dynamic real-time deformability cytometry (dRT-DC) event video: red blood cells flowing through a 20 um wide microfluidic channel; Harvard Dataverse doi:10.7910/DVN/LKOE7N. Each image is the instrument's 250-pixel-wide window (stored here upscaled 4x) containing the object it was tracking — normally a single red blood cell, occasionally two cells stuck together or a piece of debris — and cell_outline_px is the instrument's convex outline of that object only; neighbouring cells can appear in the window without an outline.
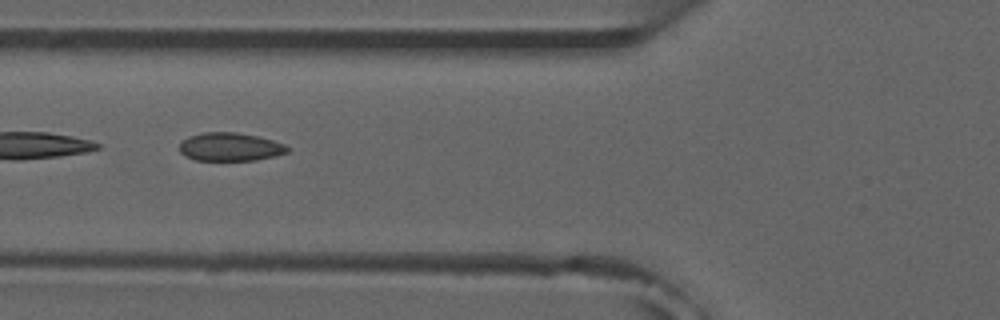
{"species": "common noctule bat (a hibernating species)", "species_latin": "Nyctalus noctula", "temperature_condition": "room temperature", "stored_images_in_passage": 7, "camera_frame_rate_fps": 3000, "um_per_image_px": 0.085, "animal": {"sex": "male", "forearm_length_mm": 52.5}, "frame": {"image": 1, "passage_image": 5, "time_ms": 4.667, "image_size_px": [1000, 320], "cell_outline_px": [[288, 152], [276, 156], [256, 160], [196, 160], [184, 156], [180, 152], [180, 144], [188, 136], [204, 132], [236, 132], [256, 136], [272, 140], [284, 144], [288, 148]], "centroid_in_image_um": [19.55, 12.49], "position_along_channel_um": 106.3, "area_um2": 17.74}}
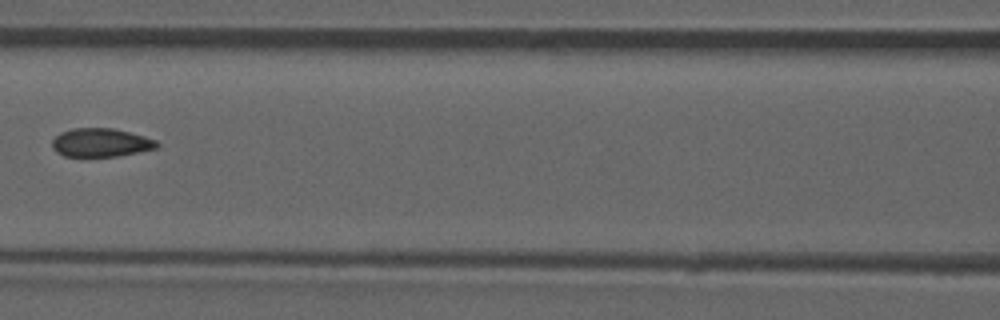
{"frame": {"image": 2, "passage_image": 6, "time_ms": 6.0, "image_size_px": [1000, 320], "cell_outline_px": [[160, 144], [156, 148], [116, 156], [64, 156], [56, 152], [52, 148], [52, 140], [60, 132], [72, 128], [112, 128], [144, 136], [156, 140]], "centroid_in_image_um": [8.53, 12.11], "position_along_channel_um": 158.1, "area_um2": 17.28}}